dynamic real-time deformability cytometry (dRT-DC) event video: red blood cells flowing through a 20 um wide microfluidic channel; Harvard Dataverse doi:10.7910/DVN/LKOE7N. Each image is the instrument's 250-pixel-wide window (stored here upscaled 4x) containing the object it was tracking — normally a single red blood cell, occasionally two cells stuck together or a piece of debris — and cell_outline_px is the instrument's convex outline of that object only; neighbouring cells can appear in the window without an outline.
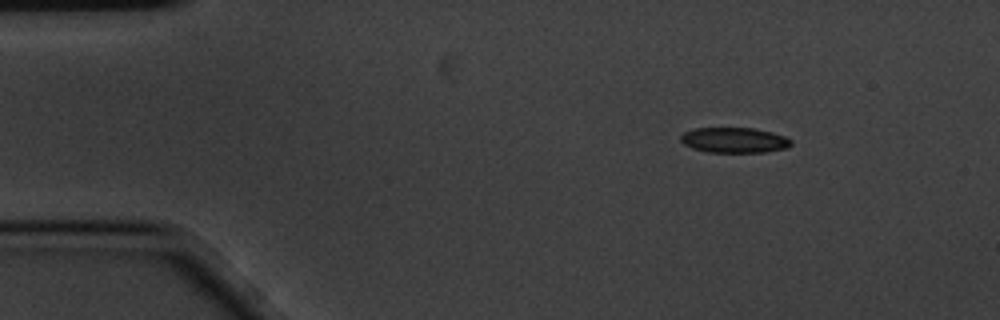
{"species": "common noctule bat (a hibernating species)", "species_latin": "Nyctalus noctula", "temperature_condition": "cold", "stored_images_in_passage": 3, "camera_frame_rate_fps": 3000, "um_per_image_px": 0.085, "animal": {"sex": "male", "body_mass_g": 20.1, "forearm_length_mm": 53.5}, "frame": {"image": 1, "passage_image": 1, "time_ms": 0.0, "image_size_px": [1000, 320], "cell_outline_px": [[792, 144], [788, 148], [764, 152], [708, 152], [692, 148], [684, 144], [680, 140], [680, 136], [684, 132], [692, 128], [756, 128], [772, 132], [784, 136], [792, 140]], "centroid_in_image_um": [62.42, 11.91], "position_along_channel_um": 22.6, "area_um2": 16.42}}